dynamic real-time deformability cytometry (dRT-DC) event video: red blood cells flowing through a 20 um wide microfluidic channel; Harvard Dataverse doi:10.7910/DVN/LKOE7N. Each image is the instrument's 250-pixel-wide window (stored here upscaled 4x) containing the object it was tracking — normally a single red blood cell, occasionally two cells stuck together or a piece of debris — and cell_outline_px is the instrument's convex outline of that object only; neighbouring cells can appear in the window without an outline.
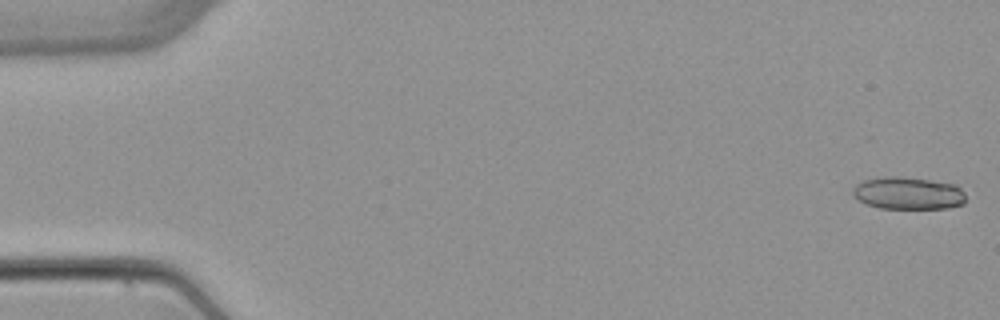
{"species": "common noctule bat (a hibernating species)", "species_latin": "Nyctalus noctula", "temperature_condition": "warm", "stored_images_in_passage": 5, "camera_frame_rate_fps": 3000, "um_per_image_px": 0.085, "animal": {"sex": "female", "body_mass_g": 22.7, "forearm_length_mm": 54.2}, "frame": {"image": 1, "passage_image": 1, "time_ms": 0.0, "image_size_px": [1000, 320], "cell_outline_px": [[964, 204], [948, 208], [880, 208], [864, 204], [852, 196], [852, 188], [856, 184], [864, 180], [880, 176], [900, 176], [956, 184], [964, 192]], "centroid_in_image_um": [77.14, 16.42], "position_along_channel_um": 7.9, "area_um2": 21.56}}
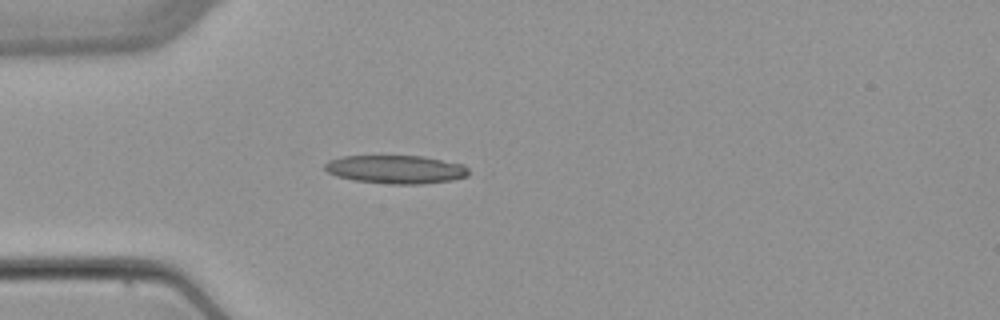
{"frame": {"image": 2, "passage_image": 5, "time_ms": 4.667, "image_size_px": [1000, 320], "cell_outline_px": [[468, 176], [452, 180], [420, 184], [392, 184], [352, 180], [336, 176], [328, 172], [324, 168], [324, 164], [328, 160], [344, 156], [424, 156], [464, 164], [468, 168]], "centroid_in_image_um": [33.65, 14.39], "position_along_channel_um": 51.4, "area_um2": 23.87}}